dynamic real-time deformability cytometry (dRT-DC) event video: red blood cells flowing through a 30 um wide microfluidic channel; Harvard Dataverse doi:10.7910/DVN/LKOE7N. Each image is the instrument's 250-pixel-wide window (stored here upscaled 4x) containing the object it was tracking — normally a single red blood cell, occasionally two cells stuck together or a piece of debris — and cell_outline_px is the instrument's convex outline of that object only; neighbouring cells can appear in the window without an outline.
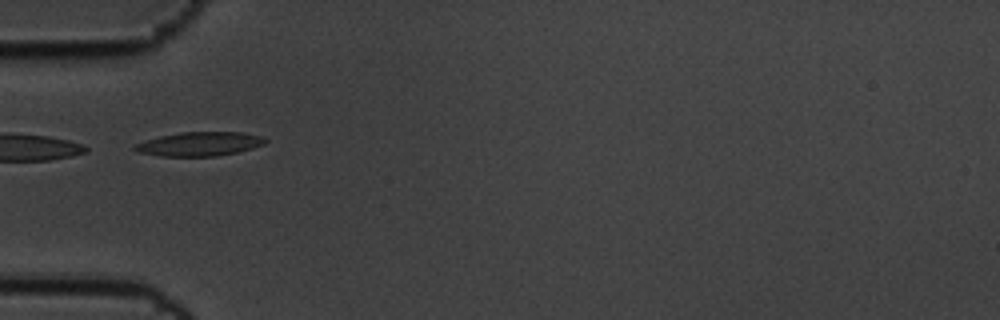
{"species": "common noctule bat (a hibernating species)", "species_latin": "Nyctalus noctula", "temperature_condition": "cold", "stored_images_in_passage": 36, "camera_frame_rate_fps": 3000, "um_per_image_px": 0.085, "animal": {"sex": "male", "body_mass_g": 19.5, "forearm_length_mm": 54.6}, "frame": {"image": 1, "passage_image": 1, "time_ms": 0.0, "image_size_px": [1000, 320], "cell_outline_px": [[268, 140], [264, 144], [252, 148], [236, 152], [216, 156], [160, 156], [136, 152], [132, 148], [136, 144], [160, 136], [180, 132], [244, 132], [264, 136]], "centroid_in_image_um": [16.99, 12.23], "position_along_channel_um": 68.0, "area_um2": 18.26}}
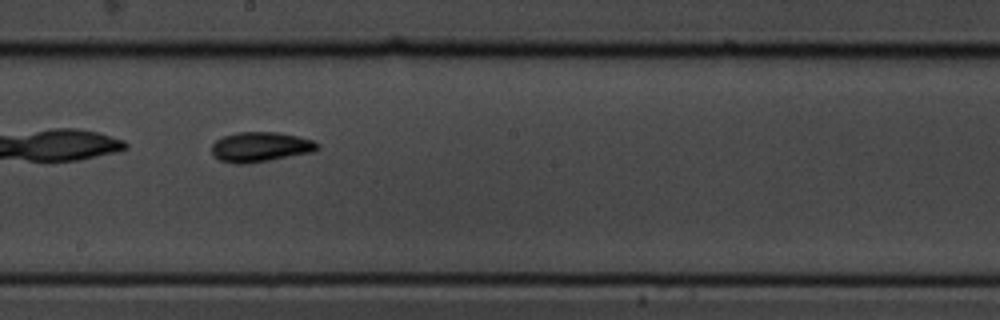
{"frame": {"image": 2, "passage_image": 15, "time_ms": 4.667, "image_size_px": [1000, 320], "cell_outline_px": [[320, 148], [312, 152], [248, 164], [236, 164], [220, 160], [212, 156], [212, 144], [216, 140], [224, 136], [236, 132], [280, 132], [312, 140], [320, 144]], "centroid_in_image_um": [22.12, 12.49], "position_along_channel_um": 226.1, "area_um2": 18.5}}
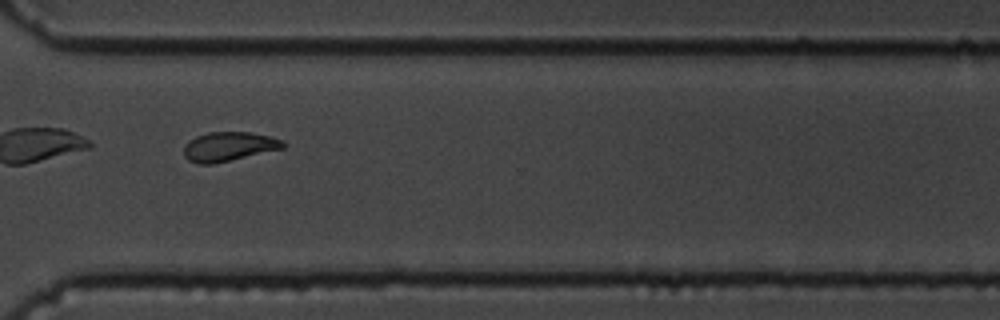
{"frame": {"image": 3, "passage_image": 26, "time_ms": 8.333, "image_size_px": [1000, 320], "cell_outline_px": [[284, 148], [212, 164], [200, 164], [188, 160], [184, 156], [184, 144], [188, 140], [196, 136], [208, 132], [252, 132], [272, 136], [284, 140]], "centroid_in_image_um": [19.44, 12.44], "position_along_channel_um": 351.2, "area_um2": 16.99}, "authors_computed_cell_mechanics": {"area_um2": 17.2533, "velocity_mm_per_s": 3.4087, "shape_relaxation_time_tau1_ms": 3.4501, "shape_relaxation_time_tau2_ms": 3.3828, "deformation_change_tau1": 0.1099, "deformation_change_tau2": 0.0759}}